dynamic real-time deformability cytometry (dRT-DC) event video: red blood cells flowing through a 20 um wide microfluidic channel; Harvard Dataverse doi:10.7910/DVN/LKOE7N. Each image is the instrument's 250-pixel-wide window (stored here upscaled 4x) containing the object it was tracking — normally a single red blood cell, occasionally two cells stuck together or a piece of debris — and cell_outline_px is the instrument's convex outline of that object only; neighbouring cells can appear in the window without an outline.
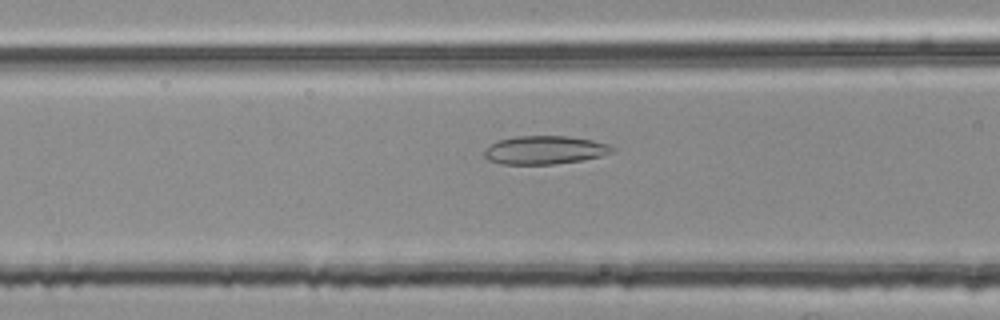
{"species": "common noctule bat (a hibernating species)", "species_latin": "Nyctalus noctula", "temperature_condition": "room temperature", "stored_images_in_passage": 39, "camera_frame_rate_fps": 3000, "um_per_image_px": 0.085, "animal": {"sex": "female", "body_mass_g": 25.1}, "frame": {"image": 1, "passage_image": 6, "time_ms": 1.667, "image_size_px": [1000, 320], "cell_outline_px": [[616, 152], [604, 156], [584, 160], [552, 164], [500, 164], [488, 160], [484, 156], [484, 148], [500, 140], [516, 136], [568, 136], [592, 140], [608, 144], [616, 148]], "centroid_in_image_um": [46.36, 12.76], "position_along_channel_um": 120.2, "area_um2": 21.39}}
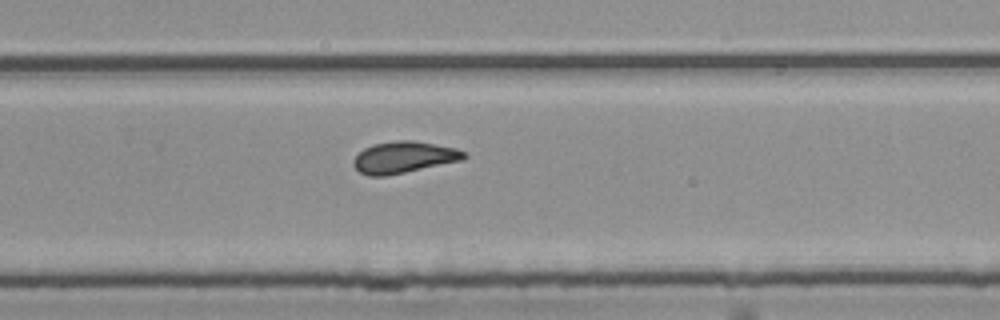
{"frame": {"image": 2, "passage_image": 20, "time_ms": 6.333, "image_size_px": [1000, 320], "cell_outline_px": [[468, 156], [464, 160], [388, 176], [368, 176], [360, 172], [352, 164], [352, 160], [364, 148], [372, 144], [396, 140], [412, 140], [436, 144], [456, 148], [464, 152]], "centroid_in_image_um": [34.33, 13.37], "position_along_channel_um": 295.5, "area_um2": 20.58}}
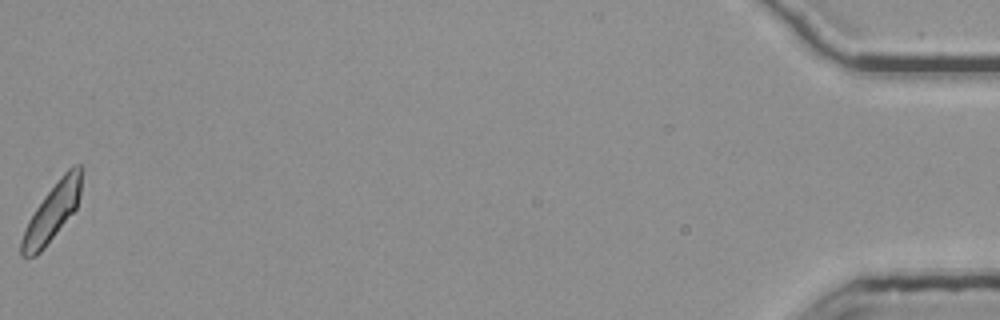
{"frame": {"image": 3, "passage_image": 39, "time_ms": 12.667, "image_size_px": [1000, 320], "cell_outline_px": [[80, 196], [76, 208], [44, 248], [36, 256], [20, 256], [20, 240], [24, 228], [28, 220], [44, 196], [60, 176], [72, 164], [80, 164]], "centroid_in_image_um": [4.39, 18.05], "position_along_channel_um": 430.8, "area_um2": 19.71}, "authors_computed_cell_mechanics": {"area_um2": 19.8254, "velocity_mm_per_s": 3.7674, "shape_relaxation_time_tau1_ms": null, "shape_relaxation_time_tau2_ms": 1.7308, "deformation_change_tau1": null, "deformation_change_tau2": 0.0943}}